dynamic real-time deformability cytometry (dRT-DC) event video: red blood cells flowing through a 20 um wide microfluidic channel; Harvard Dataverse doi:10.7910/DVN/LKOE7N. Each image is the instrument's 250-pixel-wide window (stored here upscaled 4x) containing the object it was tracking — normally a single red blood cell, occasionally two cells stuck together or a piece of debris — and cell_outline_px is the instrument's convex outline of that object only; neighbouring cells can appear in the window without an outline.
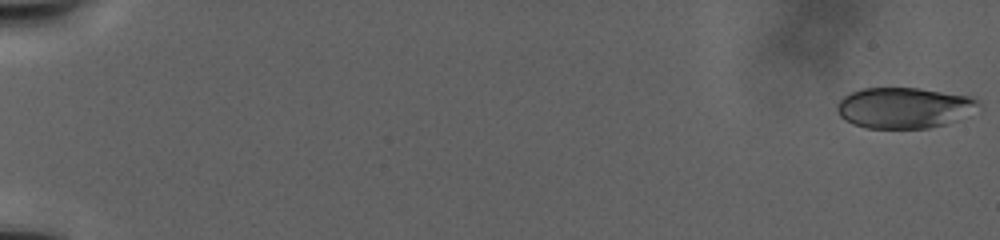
{"species": "human", "species_latin": "Homo sapiens", "temperature_condition": "warm", "stored_images_in_passage": 25, "camera_frame_rate_fps": 3000, "um_per_image_px": 0.085, "donor": {"sex": "male"}, "frame": {"image": 1, "passage_image": 1, "time_ms": 0.0, "image_size_px": [1000, 240], "cell_outline_px": [[976, 104], [944, 124], [928, 128], [864, 128], [852, 124], [844, 120], [840, 116], [836, 108], [836, 104], [844, 96], [852, 92], [864, 88], [920, 88], [968, 96], [976, 100]], "centroid_in_image_um": [76.64, 9.15], "position_along_channel_um": 8.4, "area_um2": 32.54}}